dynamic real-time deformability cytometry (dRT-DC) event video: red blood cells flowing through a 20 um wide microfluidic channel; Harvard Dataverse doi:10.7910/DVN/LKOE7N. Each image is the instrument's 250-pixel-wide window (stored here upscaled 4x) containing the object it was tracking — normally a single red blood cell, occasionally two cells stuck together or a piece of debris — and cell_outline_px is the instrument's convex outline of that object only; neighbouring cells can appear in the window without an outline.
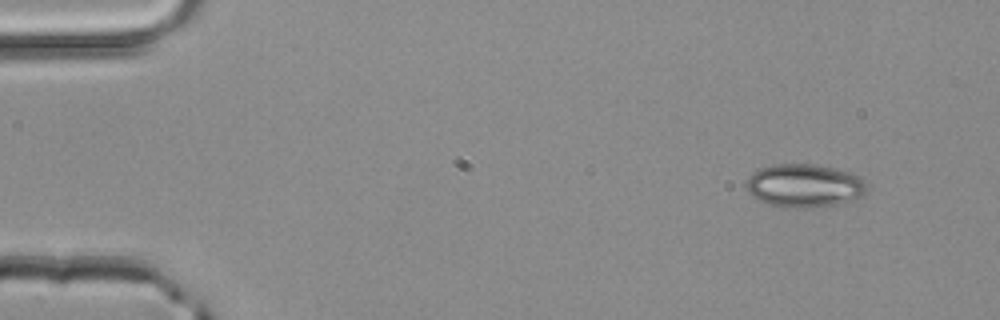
{"species": "common noctule bat (a hibernating species)", "species_latin": "Nyctalus noctula", "temperature_condition": "room temperature", "stored_images_in_passage": 3, "camera_frame_rate_fps": 3000, "um_per_image_px": 0.085, "animal": {"sex": "male", "body_mass_g": 20.4}, "frame": {"image": 1, "passage_image": 1, "time_ms": 0.0, "image_size_px": [1000, 320], "cell_outline_px": [[868, 188], [864, 196], [852, 200], [836, 204], [804, 208], [784, 208], [768, 204], [752, 196], [748, 192], [744, 184], [748, 176], [752, 172], [760, 168], [776, 164], [812, 164], [832, 168], [848, 172], [860, 176]], "centroid_in_image_um": [68.34, 15.79], "position_along_channel_um": 16.7, "area_um2": 30.58}}
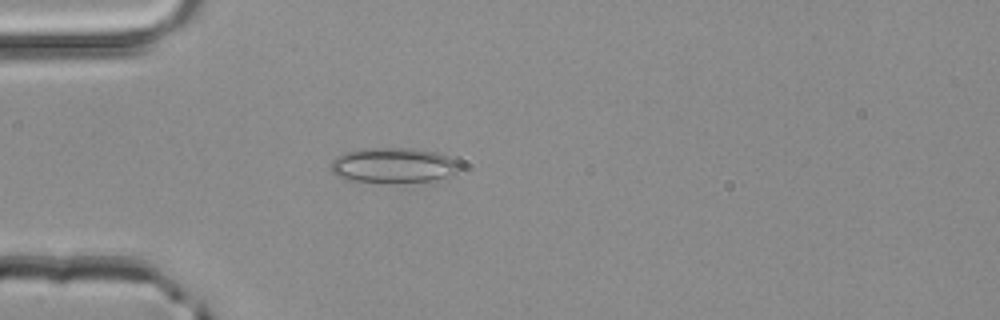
{"frame": {"image": 2, "passage_image": 3, "time_ms": 0.667, "image_size_px": [1000, 320], "cell_outline_px": [[456, 172], [452, 176], [432, 180], [388, 184], [348, 180], [336, 176], [332, 172], [328, 164], [336, 156], [344, 152], [368, 148], [412, 148], [436, 152], [452, 160], [456, 164]], "centroid_in_image_um": [33.31, 14.08], "position_along_channel_um": 51.7, "area_um2": 26.59}}